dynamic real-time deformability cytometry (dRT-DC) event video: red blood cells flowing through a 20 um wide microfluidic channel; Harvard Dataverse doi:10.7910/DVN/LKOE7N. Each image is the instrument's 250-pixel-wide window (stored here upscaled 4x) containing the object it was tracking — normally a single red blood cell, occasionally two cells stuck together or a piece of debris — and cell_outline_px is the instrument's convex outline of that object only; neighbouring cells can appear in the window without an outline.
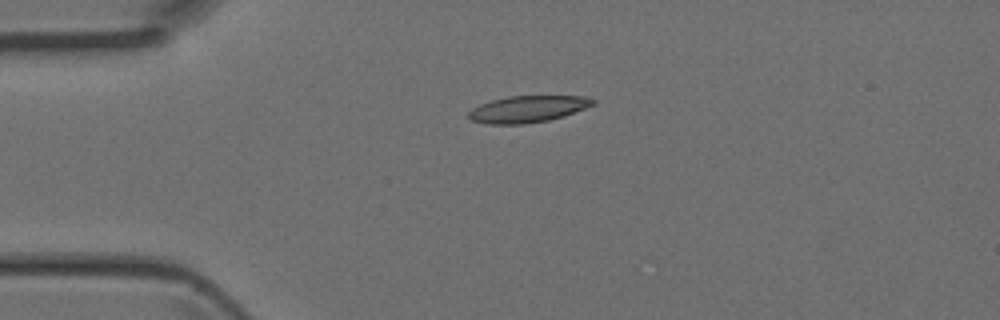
{"species": "Egyptian fruit bat (a non-hibernating species)", "species_latin": "Rousettus aegyptiacus", "temperature_condition": "room temperature", "stored_images_in_passage": 2, "camera_frame_rate_fps": 3000, "um_per_image_px": 0.085, "animal": {"sex": "female"}, "frame": {"image": 1, "passage_image": 1, "time_ms": 0.0, "image_size_px": [1000, 320], "cell_outline_px": [[596, 104], [564, 116], [548, 120], [524, 124], [488, 124], [472, 120], [468, 116], [468, 112], [472, 108], [480, 104], [492, 100], [508, 96], [588, 96], [596, 100]], "centroid_in_image_um": [44.88, 9.26], "position_along_channel_um": 40.1, "area_um2": 19.36}}